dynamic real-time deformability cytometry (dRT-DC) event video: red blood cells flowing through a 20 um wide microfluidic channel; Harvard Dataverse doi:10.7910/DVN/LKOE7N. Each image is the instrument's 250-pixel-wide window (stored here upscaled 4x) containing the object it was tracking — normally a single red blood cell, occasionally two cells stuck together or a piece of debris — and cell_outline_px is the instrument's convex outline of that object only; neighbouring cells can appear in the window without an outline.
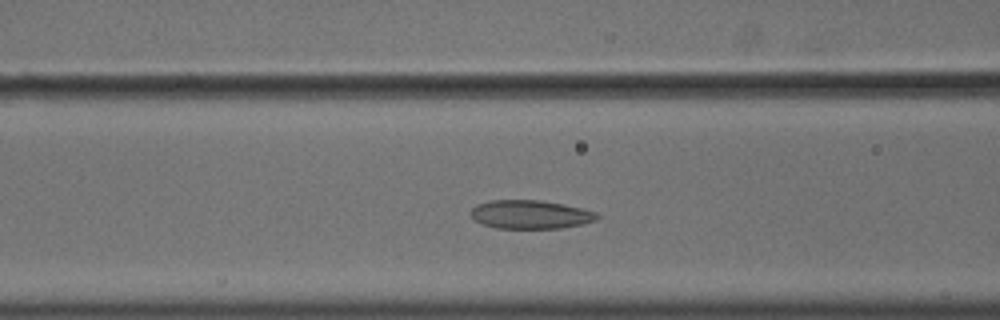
{"species": "common noctule bat (a hibernating species)", "species_latin": "Nyctalus noctula", "temperature_condition": "cold", "stored_images_in_passage": 38, "camera_frame_rate_fps": 3000, "um_per_image_px": 0.085, "animal": {"sex": "male", "body_mass_g": 18.8}, "frame": {"image": 1, "passage_image": 5, "time_ms": 1.333, "image_size_px": [1000, 320], "cell_outline_px": [[600, 216], [596, 220], [580, 224], [560, 228], [496, 228], [484, 224], [476, 220], [468, 212], [476, 204], [488, 200], [540, 200], [564, 204], [596, 212]], "centroid_in_image_um": [45.05, 18.22], "position_along_channel_um": 121.5, "area_um2": 20.98}}
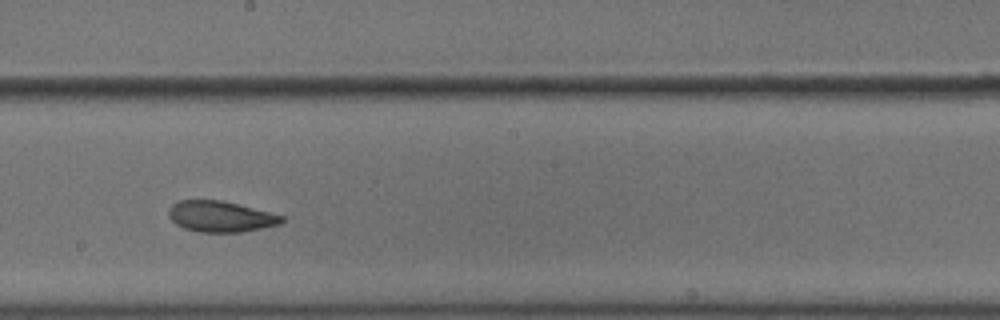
{"frame": {"image": 2, "passage_image": 14, "time_ms": 4.333, "image_size_px": [1000, 320], "cell_outline_px": [[284, 220], [280, 224], [240, 232], [196, 232], [184, 228], [176, 224], [168, 216], [168, 208], [172, 204], [180, 200], [220, 200], [284, 216]], "centroid_in_image_um": [18.69, 18.41], "position_along_channel_um": 229.5, "area_um2": 20.17}}
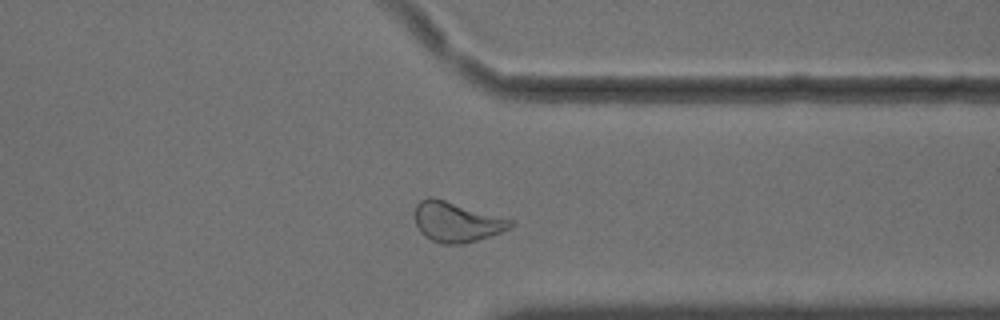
{"frame": {"image": 3, "passage_image": 26, "time_ms": 8.333, "image_size_px": [1000, 320], "cell_outline_px": [[516, 224], [512, 228], [492, 236], [464, 244], [440, 244], [424, 236], [420, 232], [416, 224], [416, 204], [420, 200], [428, 196], [432, 196], [512, 220]], "centroid_in_image_um": [38.82, 18.88], "position_along_channel_um": 372.6, "area_um2": 22.43}, "authors_computed_cell_mechanics": {"area_um2": 21.097, "velocity_mm_per_s": 3.5935, "shape_relaxation_time_tau1_ms": null, "shape_relaxation_time_tau2_ms": 2.6789, "deformation_change_tau1": null, "deformation_change_tau2": 0.0718}}